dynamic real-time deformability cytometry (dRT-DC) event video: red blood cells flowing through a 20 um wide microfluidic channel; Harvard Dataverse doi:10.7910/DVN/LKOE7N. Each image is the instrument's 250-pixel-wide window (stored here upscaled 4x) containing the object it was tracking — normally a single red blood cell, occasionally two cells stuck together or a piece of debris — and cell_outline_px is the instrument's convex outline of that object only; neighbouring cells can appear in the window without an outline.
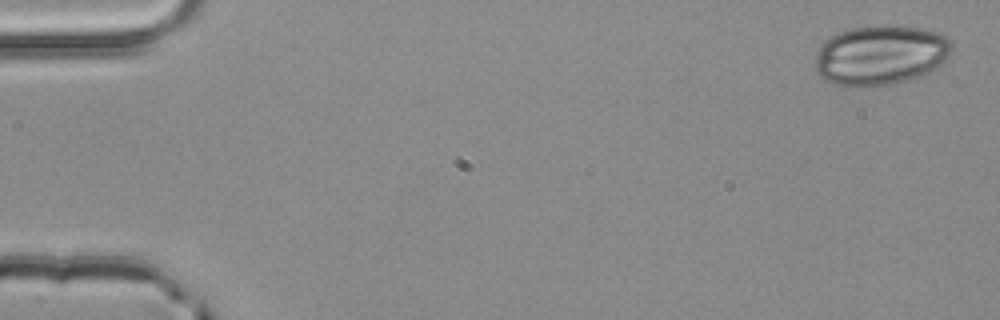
{"species": "common noctule bat (a hibernating species)", "species_latin": "Nyctalus noctula", "temperature_condition": "room temperature", "stored_images_in_passage": 3, "camera_frame_rate_fps": 3000, "um_per_image_px": 0.085, "animal": {"sex": "male", "body_mass_g": 20.4}, "frame": {"image": 1, "passage_image": 1, "time_ms": 0.0, "image_size_px": [1000, 320], "cell_outline_px": [[952, 48], [948, 56], [936, 68], [928, 72], [892, 84], [868, 88], [856, 88], [832, 84], [824, 80], [816, 72], [816, 52], [824, 40], [840, 32], [852, 28], [880, 24], [896, 24], [920, 28], [936, 32], [948, 36], [952, 40]], "centroid_in_image_um": [74.82, 4.68], "position_along_channel_um": 10.2, "area_um2": 48.32}}